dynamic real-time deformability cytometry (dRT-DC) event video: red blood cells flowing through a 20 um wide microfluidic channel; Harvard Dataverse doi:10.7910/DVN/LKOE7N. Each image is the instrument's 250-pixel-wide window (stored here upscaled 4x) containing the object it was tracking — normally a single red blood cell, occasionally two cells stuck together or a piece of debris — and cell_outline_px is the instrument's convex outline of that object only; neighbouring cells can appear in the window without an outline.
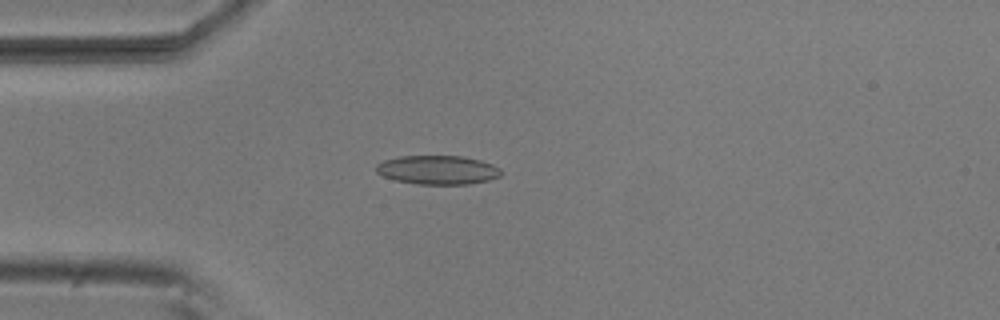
{"species": "common noctule bat (a hibernating species)", "species_latin": "Nyctalus noctula", "temperature_condition": "room temperature", "stored_images_in_passage": 6, "camera_frame_rate_fps": 3000, "um_per_image_px": 0.085, "animal": {"sex": "male", "body_mass_g": 20.5, "forearm_length_mm": 52.5}, "frame": {"image": 1, "passage_image": 4, "time_ms": 1.0, "image_size_px": [1000, 320], "cell_outline_px": [[500, 176], [488, 180], [468, 184], [420, 184], [396, 180], [384, 176], [376, 172], [376, 164], [384, 160], [400, 156], [460, 156], [480, 160], [492, 164], [500, 168]], "centroid_in_image_um": [37.19, 14.44], "position_along_channel_um": 47.8, "area_um2": 20.87}}
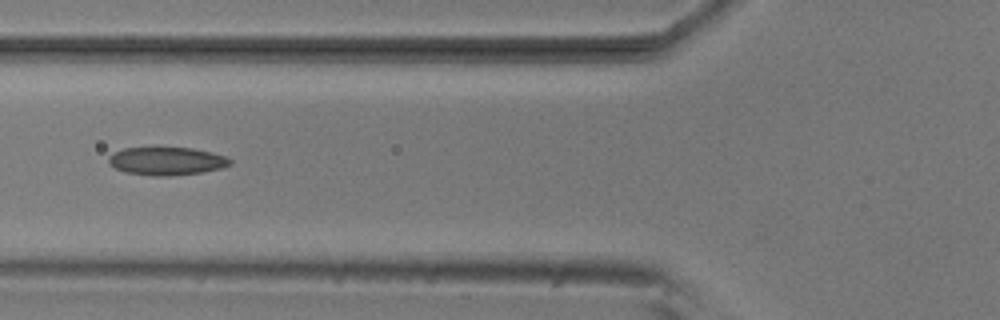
{"frame": {"image": 2, "passage_image": 6, "time_ms": 1.667, "image_size_px": [1000, 320], "cell_outline_px": [[232, 164], [220, 168], [204, 172], [168, 176], [152, 176], [124, 172], [108, 164], [108, 156], [124, 148], [156, 144], [192, 148], [212, 152], [224, 156], [232, 160]], "centroid_in_image_um": [14.13, 13.64], "position_along_channel_um": 111.7, "area_um2": 20.81}}